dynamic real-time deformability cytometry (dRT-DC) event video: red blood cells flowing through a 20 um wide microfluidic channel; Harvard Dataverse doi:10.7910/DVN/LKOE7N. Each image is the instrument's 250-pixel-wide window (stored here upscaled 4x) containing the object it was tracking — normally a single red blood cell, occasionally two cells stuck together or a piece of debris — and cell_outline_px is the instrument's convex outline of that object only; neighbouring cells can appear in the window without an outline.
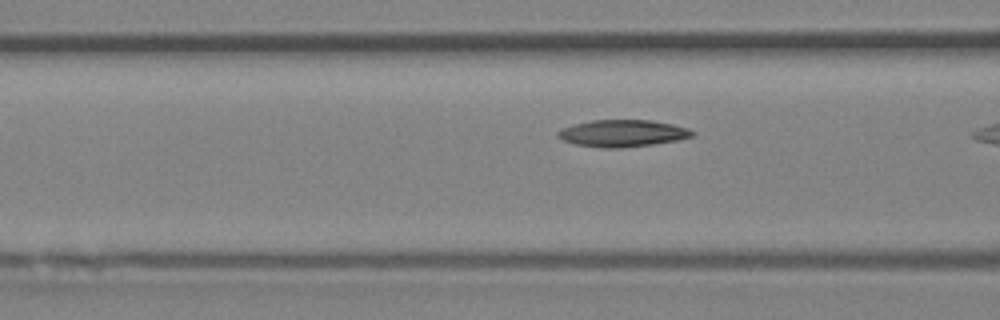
{"species": "Egyptian fruit bat (a non-hibernating species)", "species_latin": "Rousettus aegyptiacus", "temperature_condition": "room temperature", "stored_images_in_passage": 5, "camera_frame_rate_fps": 3000, "um_per_image_px": 0.085, "animal": {"sex": "female"}, "frame": {"image": 1, "passage_image": 5, "time_ms": 1.333, "image_size_px": [1000, 320], "cell_outline_px": [[696, 132], [692, 136], [676, 140], [652, 144], [620, 148], [604, 148], [576, 144], [564, 140], [556, 136], [556, 132], [564, 128], [576, 124], [592, 120], [652, 120], [672, 124], [688, 128]], "centroid_in_image_um": [52.93, 11.32], "position_along_channel_um": 113.7, "area_um2": 20.87}}